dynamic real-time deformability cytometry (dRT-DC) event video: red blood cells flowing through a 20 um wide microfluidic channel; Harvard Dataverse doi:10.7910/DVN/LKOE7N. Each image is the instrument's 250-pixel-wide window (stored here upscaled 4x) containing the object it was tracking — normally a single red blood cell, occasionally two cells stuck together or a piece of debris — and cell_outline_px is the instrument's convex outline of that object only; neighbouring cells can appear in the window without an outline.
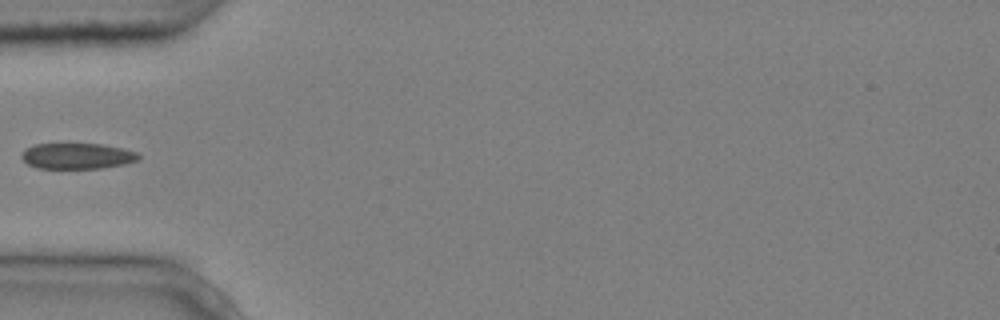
{"species": "common noctule bat (a hibernating species)", "species_latin": "Nyctalus noctula", "temperature_condition": "cold", "stored_images_in_passage": 2, "camera_frame_rate_fps": 3000, "um_per_image_px": 0.085, "animal": {"sex": "male", "body_mass_g": 20.4}, "frame": {"image": 1, "passage_image": 2, "time_ms": 0.333, "image_size_px": [1000, 320], "cell_outline_px": [[140, 160], [124, 164], [100, 168], [36, 168], [28, 164], [20, 156], [24, 148], [32, 144], [100, 144], [120, 148], [136, 152], [140, 156]], "centroid_in_image_um": [6.52, 13.26], "position_along_channel_um": 78.5, "area_um2": 17.57}}